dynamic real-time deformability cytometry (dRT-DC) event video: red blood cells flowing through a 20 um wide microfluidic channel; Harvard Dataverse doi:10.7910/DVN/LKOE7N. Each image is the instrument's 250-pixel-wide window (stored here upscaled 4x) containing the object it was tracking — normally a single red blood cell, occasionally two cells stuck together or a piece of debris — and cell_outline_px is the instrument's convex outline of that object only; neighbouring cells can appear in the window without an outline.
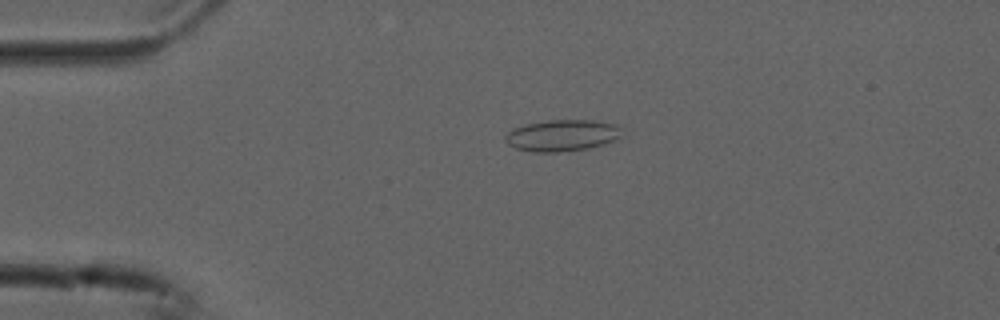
{"species": "common noctule bat (a hibernating species)", "species_latin": "Nyctalus noctula", "temperature_condition": "cold", "stored_images_in_passage": 54, "camera_frame_rate_fps": 3000, "um_per_image_px": 0.085, "animal": {"sex": "male", "forearm_length_mm": 52.5}, "frame": {"image": 1, "passage_image": 12, "time_ms": 3.667, "image_size_px": [1000, 320], "cell_outline_px": [[620, 136], [616, 140], [604, 144], [588, 148], [560, 152], [532, 152], [516, 148], [508, 144], [504, 140], [504, 136], [512, 128], [528, 124], [548, 120], [592, 120], [616, 124], [620, 128]], "centroid_in_image_um": [47.76, 11.51], "position_along_channel_um": 37.2, "area_um2": 21.39}}
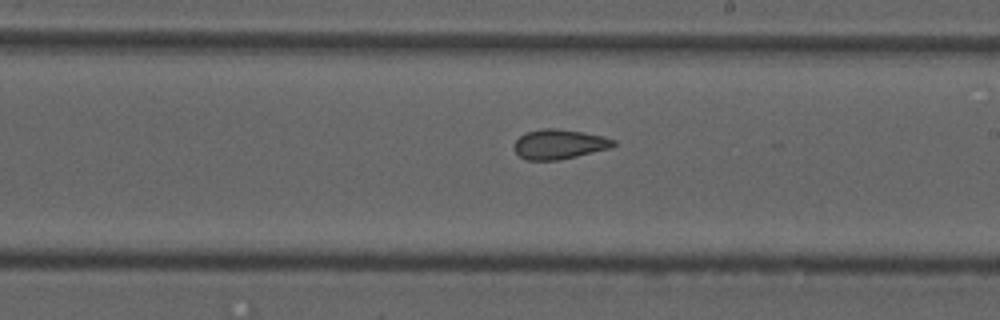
{"frame": {"image": 2, "passage_image": 31, "time_ms": 10.0, "image_size_px": [1000, 320], "cell_outline_px": [[616, 144], [612, 148], [576, 156], [556, 160], [528, 160], [520, 156], [516, 152], [516, 140], [520, 136], [528, 132], [544, 128], [556, 128], [580, 132], [600, 136], [616, 140]], "centroid_in_image_um": [47.56, 12.26], "position_along_channel_um": 241.4, "area_um2": 16.82}}
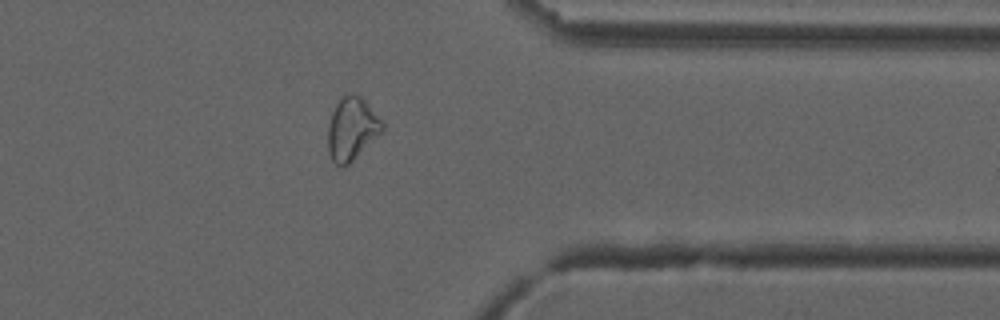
{"frame": {"image": 3, "passage_image": 43, "time_ms": 14.0, "image_size_px": [1000, 320], "cell_outline_px": [[384, 128], [344, 168], [340, 168], [332, 160], [328, 152], [328, 124], [332, 112], [336, 104], [344, 96], [352, 92], [360, 96], [368, 104], [384, 124]], "centroid_in_image_um": [29.87, 10.95], "position_along_channel_um": 381.5, "area_um2": 19.48}, "authors_computed_cell_mechanics": {"area_um2": 19.9121, "velocity_mm_per_s": 3.75, "shape_relaxation_time_tau1_ms": null, "shape_relaxation_time_tau2_ms": 2.5399, "deformation_change_tau1": null, "deformation_change_tau2": 0.0891}}